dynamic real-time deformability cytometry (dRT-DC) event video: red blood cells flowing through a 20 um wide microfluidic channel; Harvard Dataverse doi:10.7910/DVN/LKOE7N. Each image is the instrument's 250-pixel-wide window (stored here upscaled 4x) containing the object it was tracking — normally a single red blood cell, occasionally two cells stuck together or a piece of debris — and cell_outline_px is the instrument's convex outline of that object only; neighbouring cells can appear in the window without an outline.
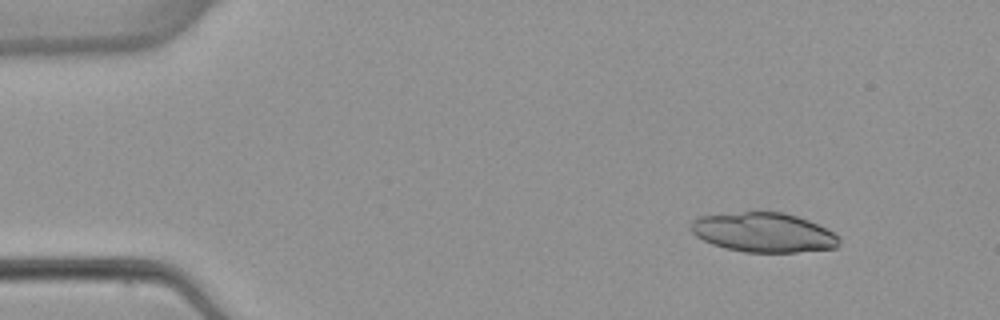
{"species": "common noctule bat (a hibernating species)", "species_latin": "Nyctalus noctula", "temperature_condition": "warm", "stored_images_in_passage": 8, "camera_frame_rate_fps": 3000, "um_per_image_px": 0.085, "animal": {"sex": "female", "body_mass_g": 22.7, "forearm_length_mm": 54.2}, "frame": {"image": 1, "passage_image": 1, "time_ms": 0.0, "image_size_px": [1000, 320], "cell_outline_px": [[840, 244], [836, 248], [796, 252], [744, 252], [724, 248], [712, 244], [696, 236], [692, 232], [688, 224], [692, 220], [700, 216], [740, 212], [784, 212], [808, 220], [840, 236]], "centroid_in_image_um": [64.88, 19.76], "position_along_channel_um": 20.1, "area_um2": 34.16}}
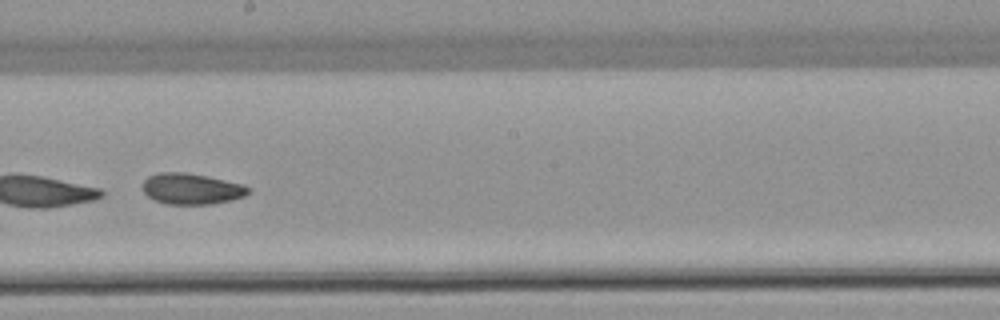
{"frame": {"image": 2, "passage_image": 7, "time_ms": 8.0, "image_size_px": [1000, 320], "cell_outline_px": [[252, 188], [244, 196], [232, 200], [212, 204], [168, 204], [156, 200], [148, 196], [144, 192], [144, 180], [148, 176], [160, 172], [184, 172], [208, 176], [244, 184]], "centroid_in_image_um": [16.32, 16.04], "position_along_channel_um": 231.9, "area_um2": 19.07}}
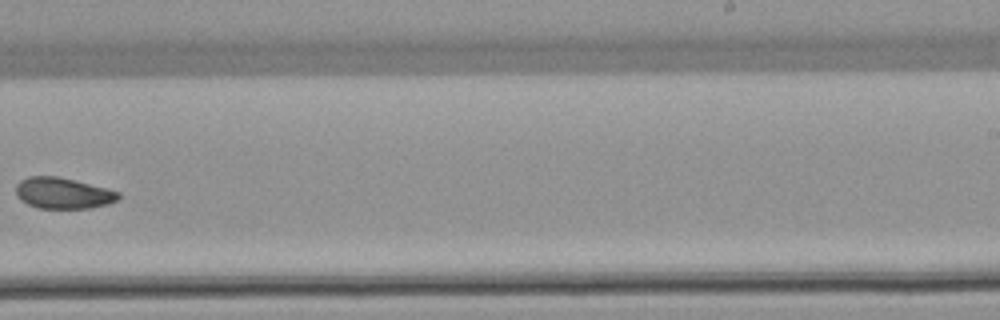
{"frame": {"image": 3, "passage_image": 8, "time_ms": 9.333, "image_size_px": [1000, 320], "cell_outline_px": [[120, 196], [116, 200], [108, 204], [88, 208], [36, 208], [20, 200], [16, 192], [16, 184], [20, 180], [28, 176], [56, 176], [120, 192]], "centroid_in_image_um": [5.31, 16.42], "position_along_channel_um": 283.7, "area_um2": 18.32}}